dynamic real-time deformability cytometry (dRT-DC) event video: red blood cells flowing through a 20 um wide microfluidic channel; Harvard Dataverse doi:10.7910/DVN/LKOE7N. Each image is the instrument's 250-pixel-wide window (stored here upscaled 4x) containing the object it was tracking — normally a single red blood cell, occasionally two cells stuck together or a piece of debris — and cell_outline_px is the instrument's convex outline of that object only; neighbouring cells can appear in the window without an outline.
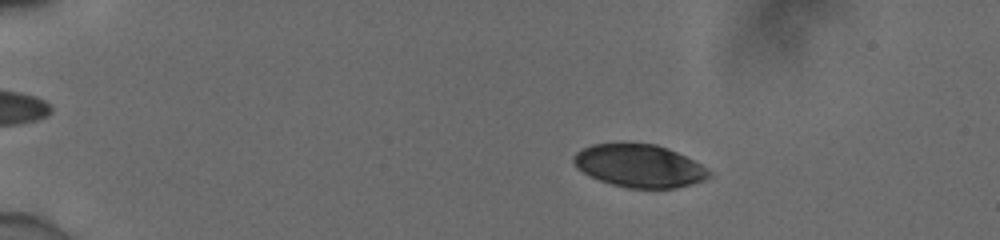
{"species": "human", "species_latin": "Homo sapiens", "temperature_condition": "cold", "stored_images_in_passage": 55, "camera_frame_rate_fps": 3000, "um_per_image_px": 0.085, "donor": {"sex": "male"}, "frame": {"image": 1, "passage_image": 11, "time_ms": 3.333, "image_size_px": [1000, 240], "cell_outline_px": [[712, 176], [704, 180], [692, 184], [676, 188], [628, 188], [612, 184], [588, 176], [576, 168], [572, 160], [572, 156], [580, 148], [592, 144], [656, 144], [668, 148], [700, 164], [712, 172]], "centroid_in_image_um": [54.31, 14.11], "position_along_channel_um": 30.7, "area_um2": 33.81}}
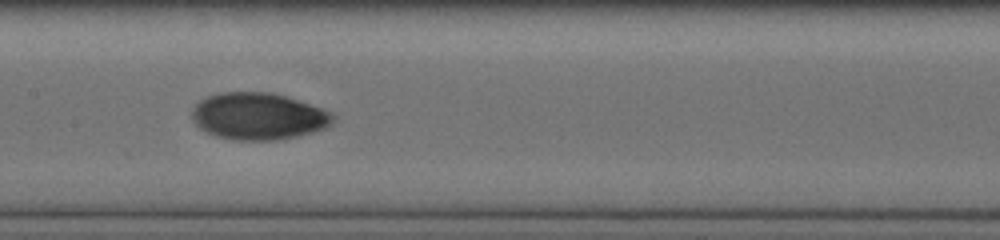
{"frame": {"image": 2, "passage_image": 30, "time_ms": 9.667, "image_size_px": [1000, 240], "cell_outline_px": [[336, 120], [328, 128], [296, 136], [276, 140], [232, 140], [216, 136], [200, 128], [192, 120], [192, 108], [200, 100], [208, 96], [220, 92], [272, 92], [332, 112], [336, 116]], "centroid_in_image_um": [21.97, 9.88], "position_along_channel_um": 185.4, "area_um2": 38.61}}
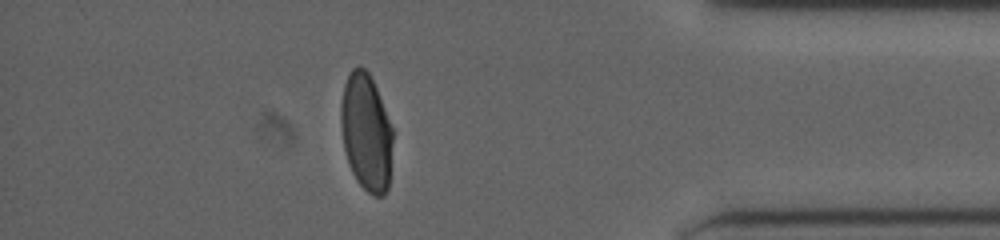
{"frame": {"image": 3, "passage_image": 49, "time_ms": 16.0, "image_size_px": [1000, 240], "cell_outline_px": [[392, 140], [388, 188], [384, 196], [372, 196], [356, 180], [352, 172], [344, 148], [340, 124], [340, 104], [344, 84], [352, 68], [356, 64], [360, 64], [368, 72], [376, 88], [392, 128]], "centroid_in_image_um": [31.1, 11.23], "position_along_channel_um": 404.1, "area_um2": 35.37}, "authors_computed_cell_mechanics": {"area_um2": 36.5296, "velocity_mm_per_s": 3.8856, "shape_relaxation_time_tau1_ms": 10.6456, "shape_relaxation_time_tau2_ms": 1.3508, "deformation_change_tau1": 0.2541, "deformation_change_tau2": 0.0367}}